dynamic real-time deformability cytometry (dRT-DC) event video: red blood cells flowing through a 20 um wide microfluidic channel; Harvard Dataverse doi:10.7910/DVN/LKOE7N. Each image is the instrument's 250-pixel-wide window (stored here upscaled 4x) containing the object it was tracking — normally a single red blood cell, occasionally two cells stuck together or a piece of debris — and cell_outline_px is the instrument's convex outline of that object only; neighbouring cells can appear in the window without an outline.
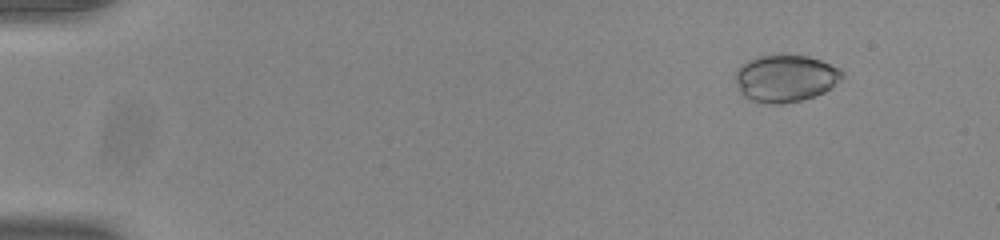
{"species": "common noctule bat (a hibernating species)", "species_latin": "Nyctalus noctula", "temperature_condition": "room temperature", "stored_images_in_passage": 54, "camera_frame_rate_fps": 3000, "um_per_image_px": 0.085, "animal": {"sex": "male", "body_mass_g": 20.0, "forearm_length_mm": 53.3}, "frame": {"image": 1, "passage_image": 6, "time_ms": 1.667, "image_size_px": [1000, 240], "cell_outline_px": [[844, 76], [832, 88], [824, 92], [800, 100], [780, 104], [768, 104], [748, 100], [740, 92], [736, 84], [736, 72], [748, 60], [756, 56], [780, 52], [808, 56], [820, 60], [840, 68], [844, 72]], "centroid_in_image_um": [66.77, 6.62], "position_along_channel_um": 18.2, "area_um2": 29.88}}
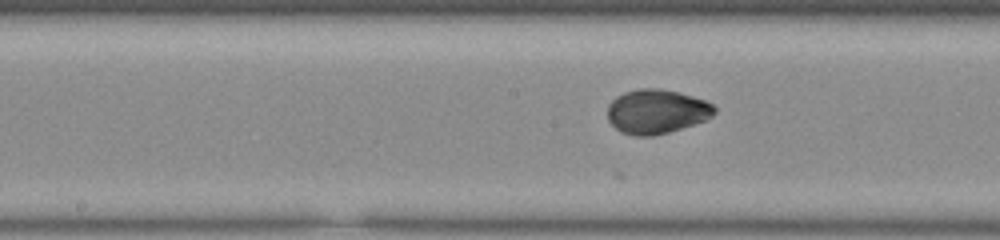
{"frame": {"image": 2, "passage_image": 29, "time_ms": 9.333, "image_size_px": [1000, 240], "cell_outline_px": [[716, 112], [708, 120], [668, 132], [652, 136], [636, 136], [620, 132], [608, 120], [608, 104], [616, 96], [624, 92], [640, 88], [660, 88], [680, 92], [704, 100], [712, 104], [716, 108]], "centroid_in_image_um": [55.82, 9.47], "position_along_channel_um": 192.4, "area_um2": 27.8}}
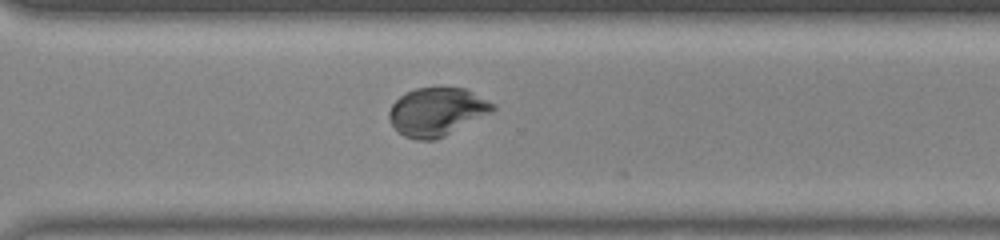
{"frame": {"image": 3, "passage_image": 40, "time_ms": 13.0, "image_size_px": [1000, 240], "cell_outline_px": [[496, 108], [492, 112], [436, 140], [416, 140], [404, 136], [392, 128], [388, 120], [388, 112], [392, 104], [404, 92], [416, 88], [464, 88], [496, 104]], "centroid_in_image_um": [37.09, 9.51], "position_along_channel_um": 333.5, "area_um2": 29.25}, "authors_computed_cell_mechanics": {"area_um2": 28.7555, "velocity_mm_per_s": 3.8606, "shape_relaxation_time_tau1_ms": 1.5601, "shape_relaxation_time_tau2_ms": null, "deformation_change_tau1": 0.107, "deformation_change_tau2": null}}